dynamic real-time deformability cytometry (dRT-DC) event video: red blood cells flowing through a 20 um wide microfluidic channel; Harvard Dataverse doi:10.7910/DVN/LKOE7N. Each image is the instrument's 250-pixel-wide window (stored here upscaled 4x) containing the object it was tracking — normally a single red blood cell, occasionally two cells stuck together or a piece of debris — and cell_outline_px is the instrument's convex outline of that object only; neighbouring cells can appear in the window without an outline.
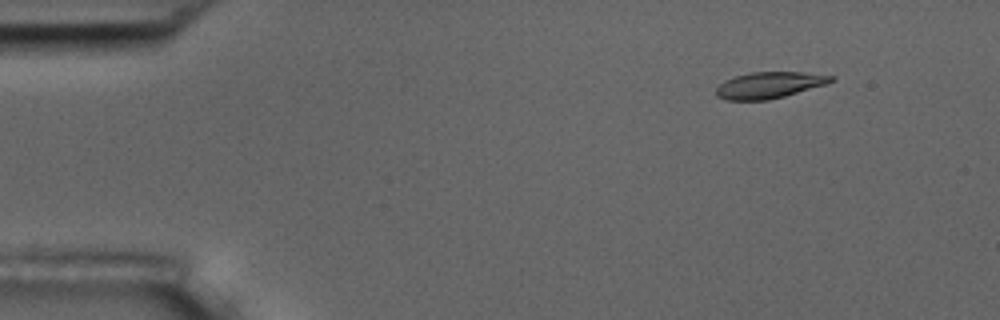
{"species": "common noctule bat (a hibernating species)", "species_latin": "Nyctalus noctula", "temperature_condition": "room temperature", "stored_images_in_passage": 52, "camera_frame_rate_fps": 3000, "um_per_image_px": 0.085, "animal": {"sex": "male", "body_mass_g": 17.5, "forearm_length_mm": 52.3}, "frame": {"image": 1, "passage_image": 3, "time_ms": 0.667, "image_size_px": [1000, 320], "cell_outline_px": [[836, 80], [824, 84], [784, 96], [768, 100], [728, 100], [716, 96], [716, 88], [724, 80], [736, 76], [752, 72], [800, 72], [836, 76]], "centroid_in_image_um": [65.37, 7.23], "position_along_channel_um": 19.6, "area_um2": 17.46}}
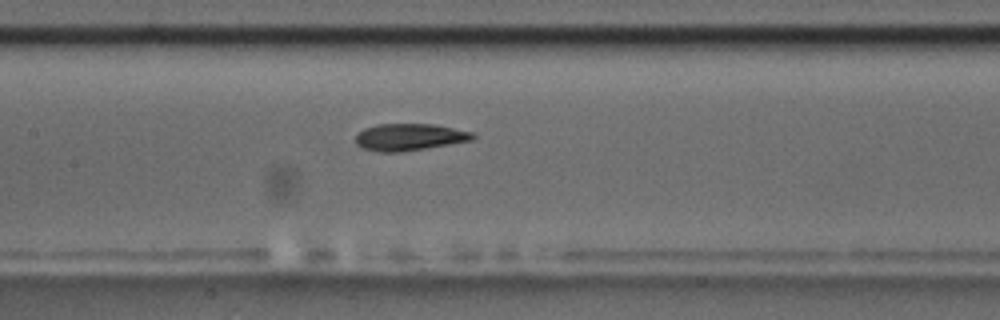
{"frame": {"image": 2, "passage_image": 23, "time_ms": 7.333, "image_size_px": [1000, 320], "cell_outline_px": [[476, 136], [472, 140], [404, 152], [380, 152], [364, 148], [356, 144], [356, 136], [364, 128], [376, 124], [436, 124], [472, 132]], "centroid_in_image_um": [34.81, 11.65], "position_along_channel_um": 172.6, "area_um2": 18.38}}
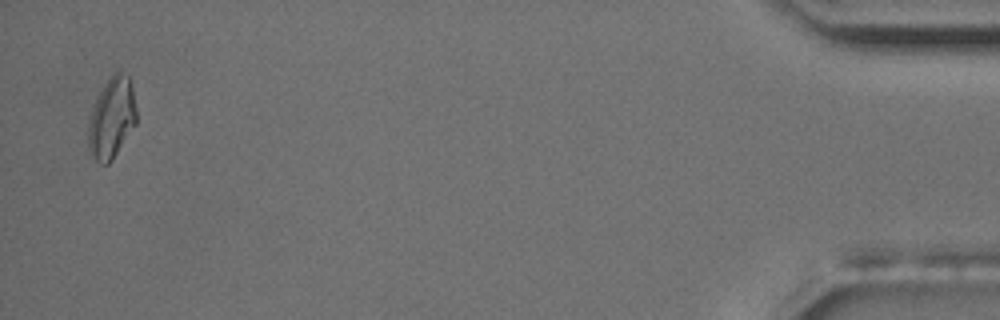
{"frame": {"image": 3, "passage_image": 51, "time_ms": 16.667, "image_size_px": [1000, 320], "cell_outline_px": [[136, 124], [112, 160], [108, 164], [100, 164], [96, 160], [88, 144], [88, 120], [96, 96], [108, 76], [112, 72], [120, 68], [128, 76], [132, 88], [136, 108]], "centroid_in_image_um": [9.49, 9.95], "position_along_channel_um": 425.7, "area_um2": 23.0}, "authors_computed_cell_mechanics": {"area_um2": 18.6116, "velocity_mm_per_s": 3.6365, "shape_relaxation_time_tau1_ms": 4.4271, "shape_relaxation_time_tau2_ms": 3.2617, "deformation_change_tau1": 0.1528, "deformation_change_tau2": 0.0898}}